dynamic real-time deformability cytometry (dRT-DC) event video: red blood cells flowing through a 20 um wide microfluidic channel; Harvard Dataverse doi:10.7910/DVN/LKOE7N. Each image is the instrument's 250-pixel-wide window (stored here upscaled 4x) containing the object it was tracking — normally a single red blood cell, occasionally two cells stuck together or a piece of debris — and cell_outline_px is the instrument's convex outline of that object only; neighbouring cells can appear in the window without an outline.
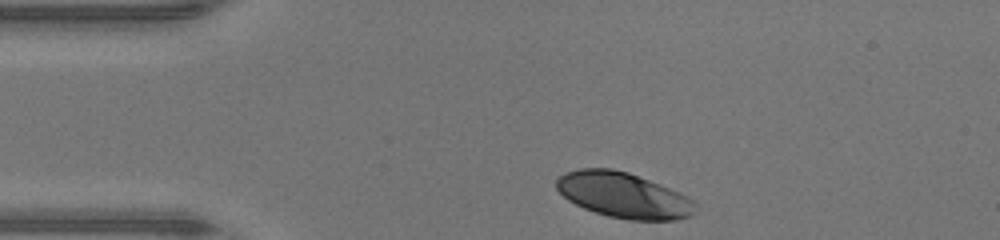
{"species": "human", "species_latin": "Homo sapiens", "temperature_condition": "warm", "stored_images_in_passage": 30, "camera_frame_rate_fps": 3000, "um_per_image_px": 0.085, "donor": {"sex": "male"}, "frame": {"image": 1, "passage_image": 1, "time_ms": 0.0, "image_size_px": [1000, 240], "cell_outline_px": [[696, 204], [692, 216], [676, 220], [628, 220], [608, 216], [584, 208], [568, 200], [556, 188], [556, 180], [564, 172], [580, 168], [612, 168], [628, 172], [660, 184], [688, 196]], "centroid_in_image_um": [52.99, 16.59], "position_along_channel_um": 32.0, "area_um2": 36.76}}
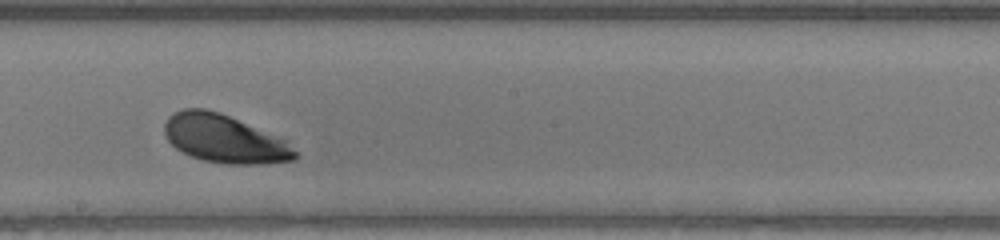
{"frame": {"image": 2, "passage_image": 18, "time_ms": 5.667, "image_size_px": [1000, 240], "cell_outline_px": [[296, 160], [264, 164], [228, 164], [204, 160], [192, 156], [176, 148], [168, 140], [164, 132], [164, 124], [168, 116], [172, 112], [184, 108], [204, 108], [220, 112], [284, 140], [296, 152]], "centroid_in_image_um": [19.03, 11.79], "position_along_channel_um": 229.2, "area_um2": 36.18}}
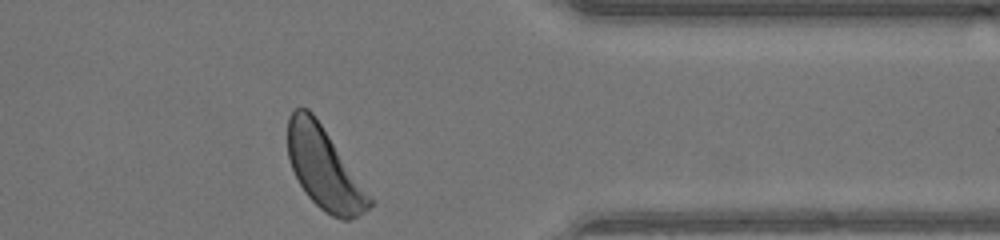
{"frame": {"image": 3, "passage_image": 30, "time_ms": 9.667, "image_size_px": [1000, 240], "cell_outline_px": [[376, 204], [364, 212], [348, 220], [340, 220], [324, 212], [304, 192], [288, 160], [288, 116], [296, 108], [308, 108], [312, 112], [372, 196]], "centroid_in_image_um": [27.57, 14.34], "position_along_channel_um": 383.8, "area_um2": 38.67}, "authors_computed_cell_mechanics": {"area_um2": 36.8186, "velocity_mm_per_s": 4.2866, "shape_relaxation_time_tau1_ms": 2.0807, "shape_relaxation_time_tau2_ms": null, "deformation_change_tau1": 0.1403, "deformation_change_tau2": null}}